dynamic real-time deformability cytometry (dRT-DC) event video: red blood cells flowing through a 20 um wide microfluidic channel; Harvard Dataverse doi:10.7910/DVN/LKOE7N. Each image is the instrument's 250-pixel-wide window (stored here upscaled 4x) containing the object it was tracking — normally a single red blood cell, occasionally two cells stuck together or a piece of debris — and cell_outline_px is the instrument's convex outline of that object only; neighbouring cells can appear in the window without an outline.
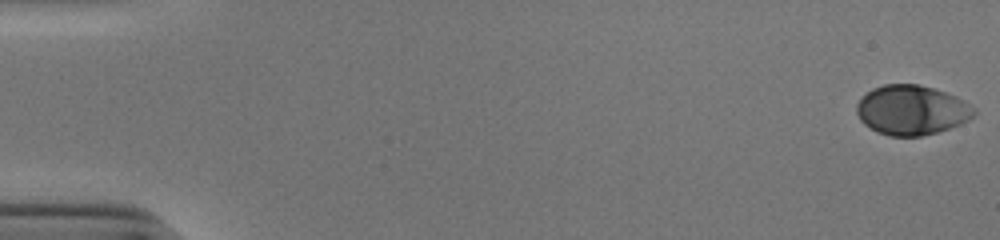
{"species": "human", "species_latin": "Homo sapiens", "temperature_condition": "cold", "stored_images_in_passage": 53, "camera_frame_rate_fps": 3000, "um_per_image_px": 0.085, "donor": {"sex": "male"}, "frame": {"image": 1, "passage_image": 1, "time_ms": 0.0, "image_size_px": [1000, 240], "cell_outline_px": [[976, 112], [968, 120], [960, 124], [936, 132], [920, 136], [888, 136], [876, 132], [864, 124], [860, 120], [856, 112], [856, 104], [860, 96], [872, 88], [884, 84], [920, 84], [956, 96], [976, 108]], "centroid_in_image_um": [77.44, 9.35], "position_along_channel_um": 7.6, "area_um2": 34.16}}
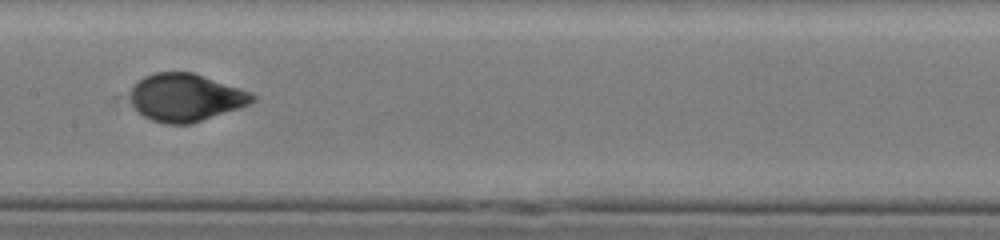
{"frame": {"image": 2, "passage_image": 28, "time_ms": 9.0, "image_size_px": [1000, 240], "cell_outline_px": [[256, 100], [252, 104], [192, 124], [164, 124], [152, 120], [136, 112], [132, 104], [132, 88], [144, 76], [156, 72], [192, 72], [252, 92], [256, 96]], "centroid_in_image_um": [15.82, 8.3], "position_along_channel_um": 191.6, "area_um2": 34.04}}
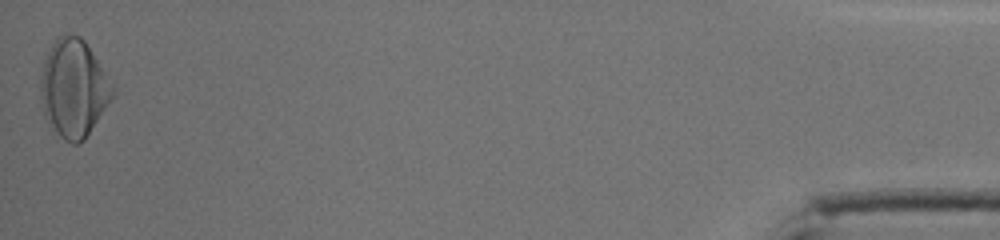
{"frame": {"image": 3, "passage_image": 53, "time_ms": 17.333, "image_size_px": [1000, 240], "cell_outline_px": [[116, 92], [84, 140], [76, 144], [72, 144], [64, 140], [48, 124], [44, 116], [40, 96], [40, 76], [44, 60], [48, 48], [60, 36], [80, 36], [84, 40], [116, 88]], "centroid_in_image_um": [6.25, 7.53], "position_along_channel_um": 429.0, "area_um2": 40.92}, "authors_computed_cell_mechanics": {"area_um2": 33.9864, "velocity_mm_per_s": 3.9111, "shape_relaxation_time_tau1_ms": 3.6878, "shape_relaxation_time_tau2_ms": null, "deformation_change_tau1": 0.1678, "deformation_change_tau2": null}}